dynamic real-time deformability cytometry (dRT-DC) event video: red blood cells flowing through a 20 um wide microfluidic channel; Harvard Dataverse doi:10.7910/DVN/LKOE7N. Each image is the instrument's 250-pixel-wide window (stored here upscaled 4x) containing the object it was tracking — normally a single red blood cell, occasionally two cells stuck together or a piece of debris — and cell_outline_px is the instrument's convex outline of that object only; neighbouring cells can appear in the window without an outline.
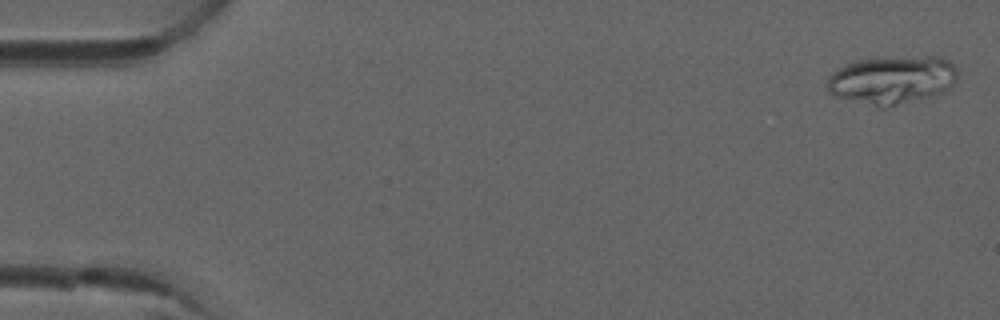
{"species": "common noctule bat (a hibernating species)", "species_latin": "Nyctalus noctula", "temperature_condition": "room temperature", "stored_images_in_passage": 7, "camera_frame_rate_fps": 3000, "um_per_image_px": 0.085, "animal": {"sex": "male", "forearm_length_mm": 52.5}, "frame": {"image": 1, "passage_image": 1, "time_ms": 0.0, "image_size_px": [1000, 320], "cell_outline_px": [[956, 80], [944, 92], [884, 108], [880, 108], [836, 96], [828, 92], [828, 76], [832, 72], [848, 64], [860, 60], [928, 56], [940, 56], [948, 60], [956, 68]], "centroid_in_image_um": [75.83, 6.8], "position_along_channel_um": 9.2, "area_um2": 36.01}}